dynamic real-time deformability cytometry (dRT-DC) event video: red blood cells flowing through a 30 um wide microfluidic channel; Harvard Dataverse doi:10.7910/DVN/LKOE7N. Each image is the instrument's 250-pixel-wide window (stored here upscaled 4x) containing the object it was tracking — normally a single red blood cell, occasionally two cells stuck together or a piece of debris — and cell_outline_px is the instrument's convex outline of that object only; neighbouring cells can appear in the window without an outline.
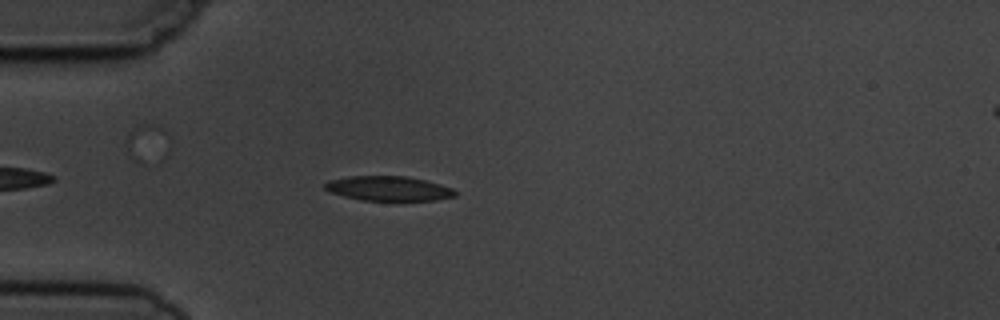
{"species": "common noctule bat (a hibernating species)", "species_latin": "Nyctalus noctula", "temperature_condition": "cold", "stored_images_in_passage": 3, "camera_frame_rate_fps": 3000, "um_per_image_px": 0.085, "animal": {"sex": "male", "body_mass_g": 19.5, "forearm_length_mm": 54.6}, "frame": {"image": 1, "passage_image": 3, "time_ms": 2.333, "image_size_px": [1000, 320], "cell_outline_px": [[456, 196], [436, 200], [360, 200], [328, 192], [324, 188], [324, 184], [328, 180], [348, 176], [408, 176], [440, 184], [452, 188], [456, 192]], "centroid_in_image_um": [32.99, 16.01], "position_along_channel_um": 52.0, "area_um2": 18.73}}